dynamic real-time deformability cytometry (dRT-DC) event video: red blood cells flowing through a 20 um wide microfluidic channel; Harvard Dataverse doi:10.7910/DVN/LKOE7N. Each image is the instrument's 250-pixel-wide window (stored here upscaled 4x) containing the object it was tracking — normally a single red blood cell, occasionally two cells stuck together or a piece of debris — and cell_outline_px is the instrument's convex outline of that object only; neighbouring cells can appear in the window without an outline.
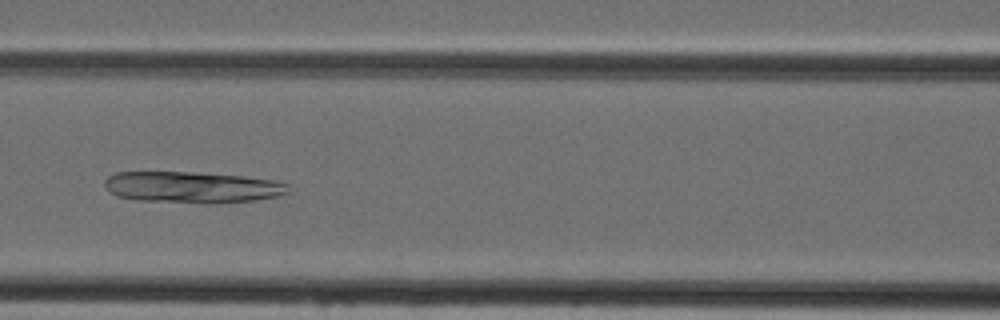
{"species": "Egyptian fruit bat (a non-hibernating species)", "species_latin": "Rousettus aegyptiacus", "temperature_condition": "cold", "stored_images_in_passage": 47, "camera_frame_rate_fps": 3000, "um_per_image_px": 0.085, "animal": {"sex": "female"}, "frame": {"image": 1, "passage_image": 21, "time_ms": 6.667, "image_size_px": [1000, 320], "cell_outline_px": [[288, 192], [280, 196], [256, 200], [216, 204], [208, 204], [136, 200], [116, 196], [104, 184], [104, 180], [108, 176], [116, 172], [192, 172], [244, 176], [272, 180], [288, 184]], "centroid_in_image_um": [16.35, 15.93], "position_along_channel_um": 150.2, "area_um2": 33.81}}
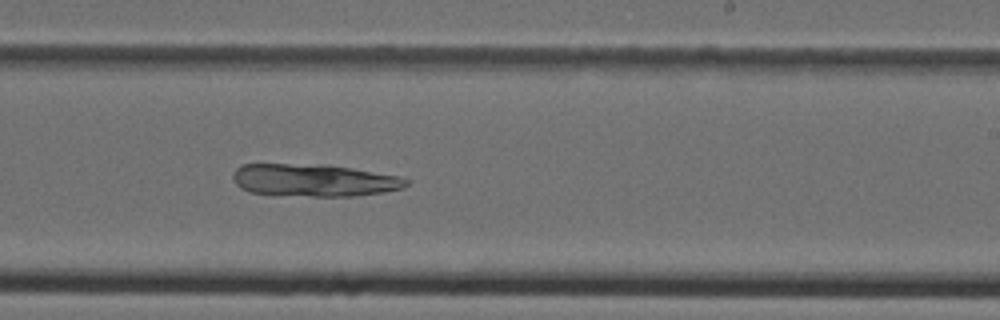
{"frame": {"image": 2, "passage_image": 29, "time_ms": 9.333, "image_size_px": [1000, 320], "cell_outline_px": [[412, 180], [404, 188], [384, 192], [352, 196], [312, 196], [252, 192], [240, 188], [232, 180], [232, 176], [236, 168], [240, 164], [320, 164], [352, 168], [400, 176]], "centroid_in_image_um": [26.72, 15.31], "position_along_channel_um": 262.3, "area_um2": 32.77}}
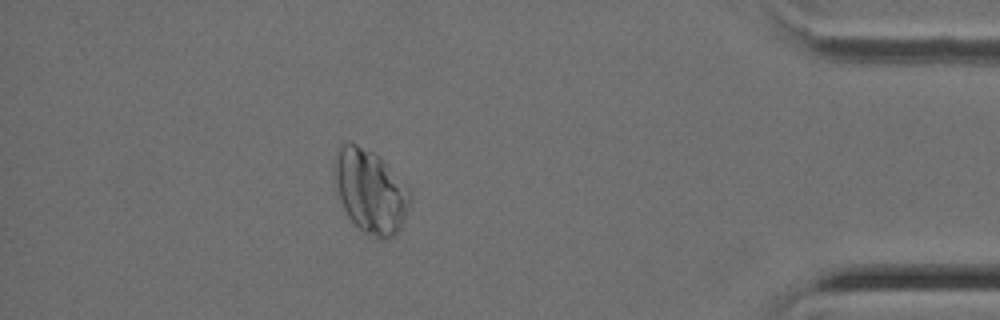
{"frame": {"image": 3, "passage_image": 42, "time_ms": 13.667, "image_size_px": [1000, 320], "cell_outline_px": [[412, 196], [408, 208], [400, 228], [388, 240], [380, 240], [364, 232], [352, 224], [336, 192], [336, 156], [340, 148], [348, 140], [372, 152], [408, 188]], "centroid_in_image_um": [31.48, 16.33], "position_along_channel_um": 403.7, "area_um2": 35.89}}